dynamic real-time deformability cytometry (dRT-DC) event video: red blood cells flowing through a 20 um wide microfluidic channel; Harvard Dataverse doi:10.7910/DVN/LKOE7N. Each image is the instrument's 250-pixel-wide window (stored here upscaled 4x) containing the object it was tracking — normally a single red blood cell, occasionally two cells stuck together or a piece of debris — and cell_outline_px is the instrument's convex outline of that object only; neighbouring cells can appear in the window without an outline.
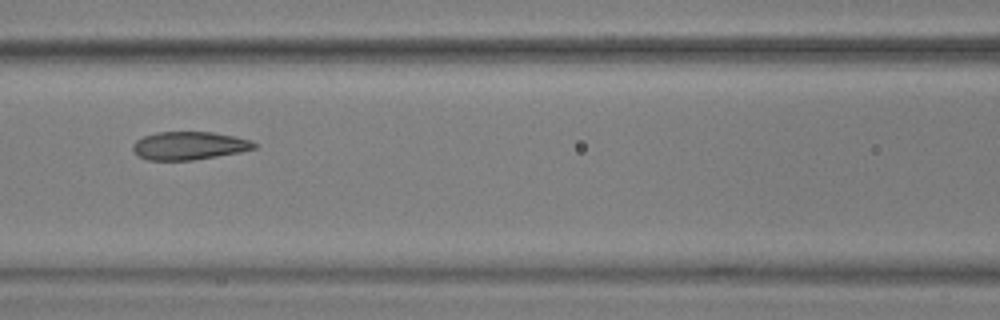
{"species": "common noctule bat (a hibernating species)", "species_latin": "Nyctalus noctula", "temperature_condition": "warm", "stored_images_in_passage": 37, "camera_frame_rate_fps": 3000, "um_per_image_px": 0.085, "animal": {"sex": "male", "body_mass_g": 17.9, "forearm_length_mm": 54.2}, "frame": {"image": 1, "passage_image": 7, "time_ms": 2.0, "image_size_px": [1000, 320], "cell_outline_px": [[256, 148], [240, 152], [192, 160], [148, 160], [136, 156], [132, 148], [132, 144], [136, 140], [144, 136], [156, 132], [212, 132], [252, 140], [256, 144]], "centroid_in_image_um": [16.04, 12.38], "position_along_channel_um": 150.6, "area_um2": 19.88}}
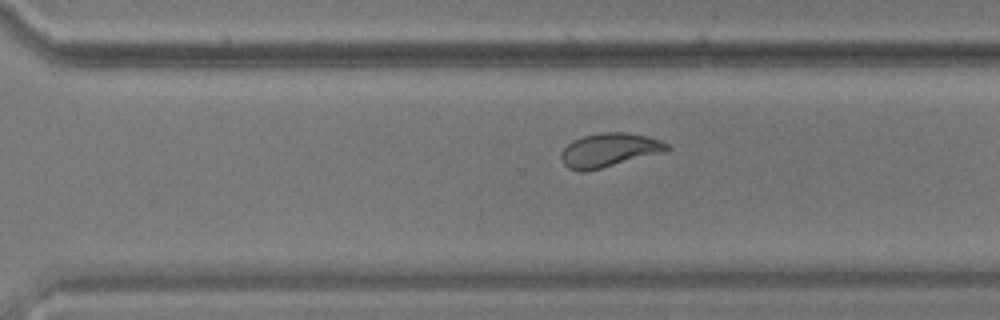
{"frame": {"image": 2, "passage_image": 21, "time_ms": 6.667, "image_size_px": [1000, 320], "cell_outline_px": [[672, 148], [664, 152], [600, 168], [580, 172], [568, 168], [564, 164], [560, 156], [560, 152], [572, 140], [584, 136], [600, 132], [624, 132], [648, 136], [660, 140], [668, 144]], "centroid_in_image_um": [51.77, 12.74], "position_along_channel_um": 318.8, "area_um2": 20.75}}
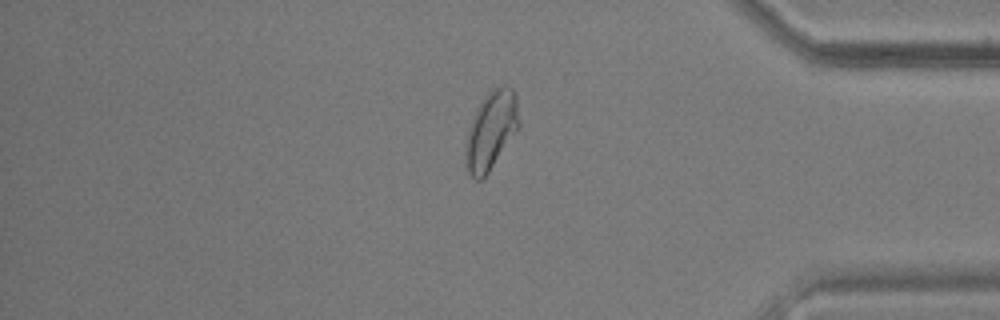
{"frame": {"image": 3, "passage_image": 29, "time_ms": 9.333, "image_size_px": [1000, 320], "cell_outline_px": [[520, 128], [488, 172], [480, 180], [476, 180], [468, 172], [464, 152], [468, 128], [476, 108], [484, 96], [492, 88], [504, 84], [512, 88], [516, 92], [520, 124]], "centroid_in_image_um": [41.76, 11.03], "position_along_channel_um": 393.4, "area_um2": 24.68}}